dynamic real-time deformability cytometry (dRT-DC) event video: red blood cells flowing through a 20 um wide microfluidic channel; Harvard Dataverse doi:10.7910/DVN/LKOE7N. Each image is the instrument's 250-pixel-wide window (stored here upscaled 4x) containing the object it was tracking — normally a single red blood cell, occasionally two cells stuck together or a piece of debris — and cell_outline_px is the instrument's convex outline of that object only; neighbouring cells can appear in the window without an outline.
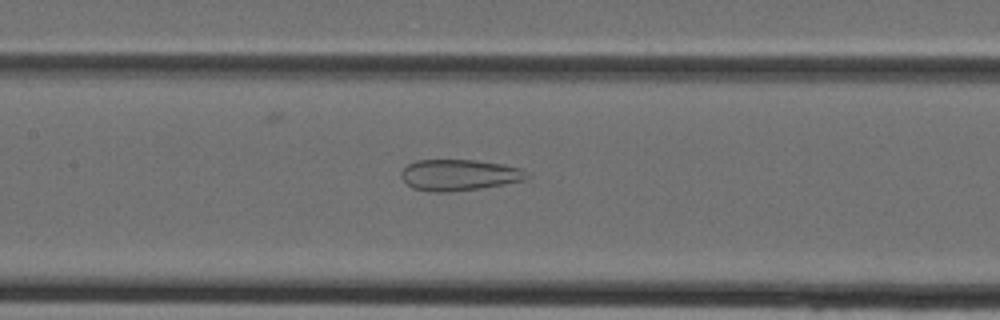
{"species": "Egyptian fruit bat (a non-hibernating species)", "species_latin": "Rousettus aegyptiacus", "temperature_condition": "cold", "stored_images_in_passage": 28, "segment_of_instrument_passage": [1, 2], "camera_frame_rate_fps": 3000, "um_per_image_px": 0.085, "animal": {"sex": "female"}, "frame": {"image": 1, "passage_image": 9, "time_ms": 2.667, "image_size_px": [1000, 320], "cell_outline_px": [[532, 176], [524, 180], [504, 184], [480, 188], [448, 192], [432, 192], [412, 188], [400, 176], [400, 172], [408, 164], [416, 160], [476, 160], [504, 164], [520, 168], [528, 172]], "centroid_in_image_um": [39.05, 14.87], "position_along_channel_um": 168.4, "area_um2": 22.95}}
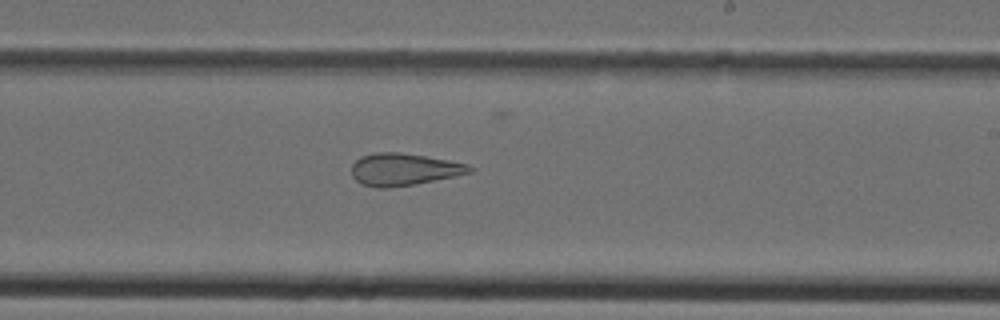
{"frame": {"image": 2, "passage_image": 14, "time_ms": 4.333, "image_size_px": [1000, 320], "cell_outline_px": [[476, 168], [472, 172], [456, 176], [416, 184], [388, 188], [376, 188], [360, 184], [352, 176], [352, 164], [360, 156], [376, 152], [400, 152], [448, 160], [468, 164]], "centroid_in_image_um": [34.32, 14.4], "position_along_channel_um": 254.7, "area_um2": 22.37}}
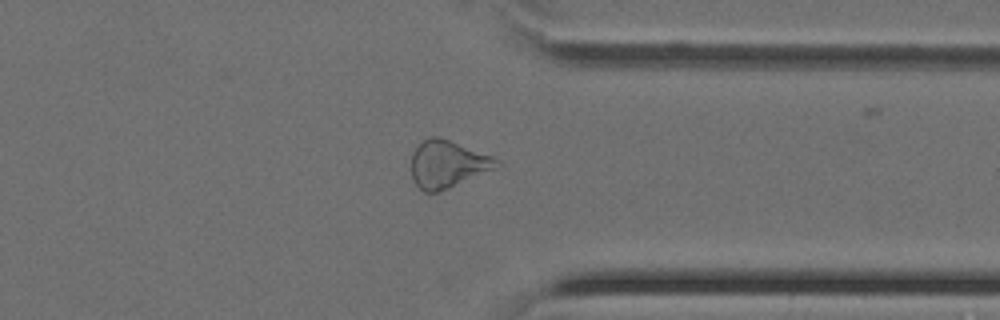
{"frame": {"image": 3, "passage_image": 21, "time_ms": 6.667, "image_size_px": [1000, 320], "cell_outline_px": [[504, 164], [448, 188], [436, 192], [424, 192], [412, 180], [412, 152], [424, 140], [432, 136], [436, 136], [448, 140], [492, 156], [500, 160]], "centroid_in_image_um": [38.04, 13.95], "position_along_channel_um": 373.4, "area_um2": 23.06}}